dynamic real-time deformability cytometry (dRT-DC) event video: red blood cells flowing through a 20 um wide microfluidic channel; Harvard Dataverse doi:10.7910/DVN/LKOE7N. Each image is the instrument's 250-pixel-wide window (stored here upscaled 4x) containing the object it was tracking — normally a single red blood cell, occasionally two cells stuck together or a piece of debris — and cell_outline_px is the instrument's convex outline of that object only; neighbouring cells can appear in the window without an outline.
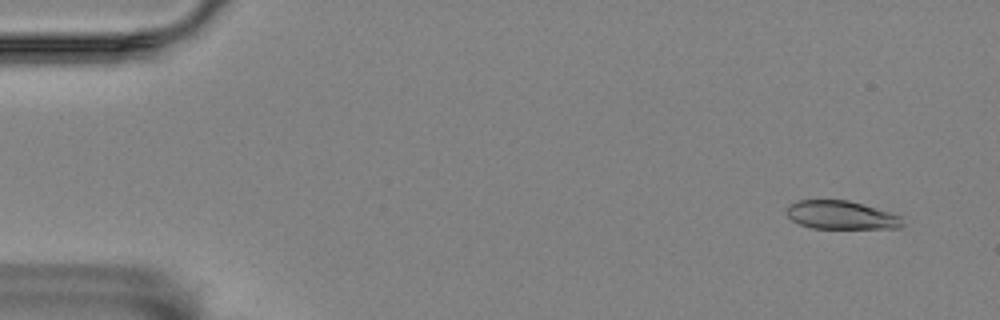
{"species": "Egyptian fruit bat (a non-hibernating species)", "species_latin": "Rousettus aegyptiacus", "temperature_condition": "room temperature", "stored_images_in_passage": 56, "camera_frame_rate_fps": 3000, "um_per_image_px": 0.085, "animal": {"sex": "female"}, "frame": {"image": 1, "passage_image": 4, "time_ms": 1.0, "image_size_px": [1000, 320], "cell_outline_px": [[904, 224], [900, 228], [812, 228], [800, 224], [792, 220], [788, 216], [788, 204], [800, 200], [848, 200], [888, 212], [900, 216]], "centroid_in_image_um": [71.49, 18.28], "position_along_channel_um": 13.5, "area_um2": 18.9}}
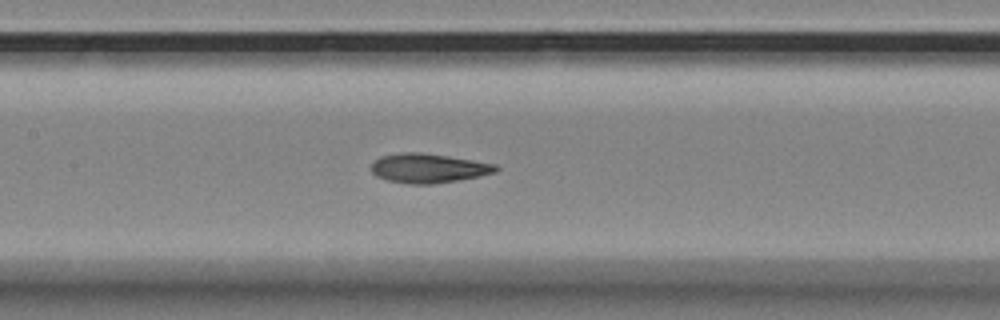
{"frame": {"image": 2, "passage_image": 27, "time_ms": 8.667, "image_size_px": [1000, 320], "cell_outline_px": [[500, 168], [496, 172], [480, 176], [432, 184], [408, 184], [388, 180], [376, 176], [372, 172], [372, 164], [380, 156], [400, 152], [420, 152], [448, 156], [496, 164]], "centroid_in_image_um": [36.41, 14.29], "position_along_channel_um": 171.0, "area_um2": 21.21}}
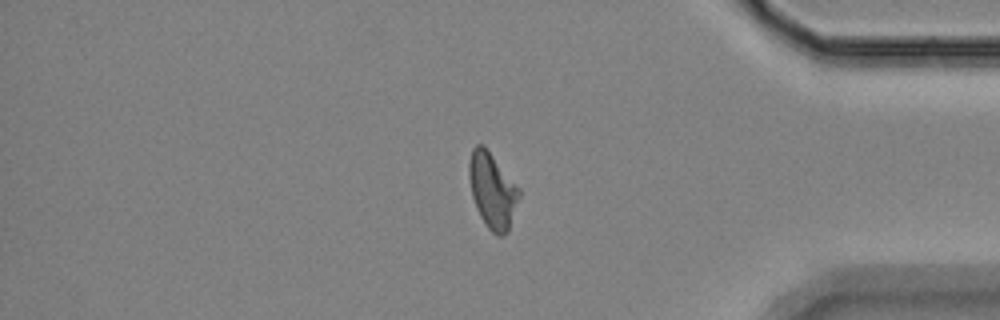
{"frame": {"image": 3, "passage_image": 48, "time_ms": 15.667, "image_size_px": [1000, 320], "cell_outline_px": [[520, 196], [508, 232], [504, 236], [496, 236], [488, 228], [480, 216], [476, 208], [472, 196], [468, 176], [468, 160], [472, 148], [476, 144], [484, 144], [520, 188]], "centroid_in_image_um": [41.84, 16.17], "position_along_channel_um": 393.4, "area_um2": 22.37}}